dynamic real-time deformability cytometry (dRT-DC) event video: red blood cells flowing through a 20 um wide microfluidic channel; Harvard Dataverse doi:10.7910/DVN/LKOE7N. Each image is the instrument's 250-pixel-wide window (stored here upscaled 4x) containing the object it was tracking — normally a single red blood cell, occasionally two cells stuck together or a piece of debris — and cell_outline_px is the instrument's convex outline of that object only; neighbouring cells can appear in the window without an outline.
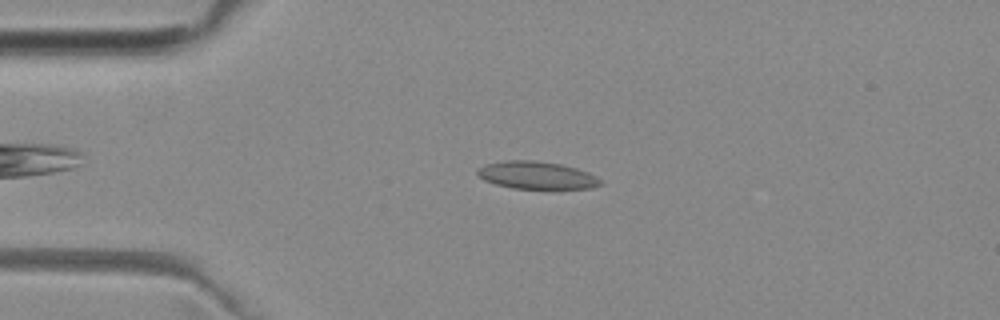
{"species": "common noctule bat (a hibernating species)", "species_latin": "Nyctalus noctula", "temperature_condition": "room temperature", "stored_images_in_passage": 50, "camera_frame_rate_fps": 3000, "um_per_image_px": 0.085, "animal": {"sex": "female", "body_mass_g": 29.2, "forearm_length_mm": 56.3}, "frame": {"image": 1, "passage_image": 10, "time_ms": 3.0, "image_size_px": [1000, 320], "cell_outline_px": [[604, 184], [592, 188], [512, 188], [496, 184], [484, 180], [476, 172], [484, 164], [504, 160], [536, 160], [560, 164], [576, 168], [588, 172], [596, 176]], "centroid_in_image_um": [45.62, 14.88], "position_along_channel_um": 39.4, "area_um2": 19.65}}
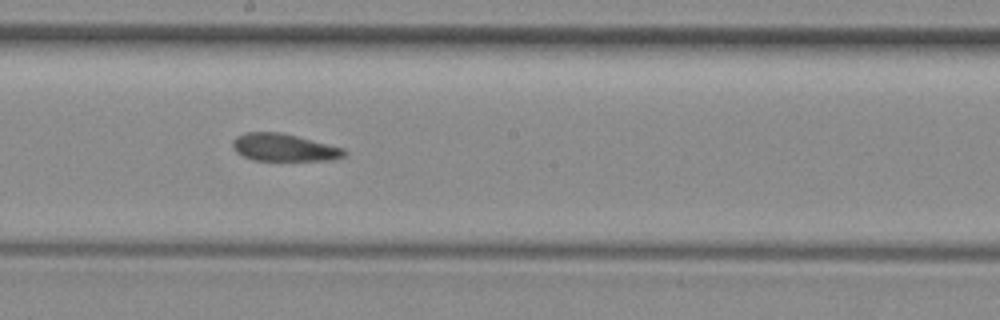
{"frame": {"image": 2, "passage_image": 26, "time_ms": 8.333, "image_size_px": [1000, 320], "cell_outline_px": [[344, 156], [332, 160], [252, 160], [236, 152], [232, 144], [232, 140], [236, 136], [244, 132], [280, 132], [344, 148]], "centroid_in_image_um": [24.09, 12.53], "position_along_channel_um": 224.1, "area_um2": 17.69}}
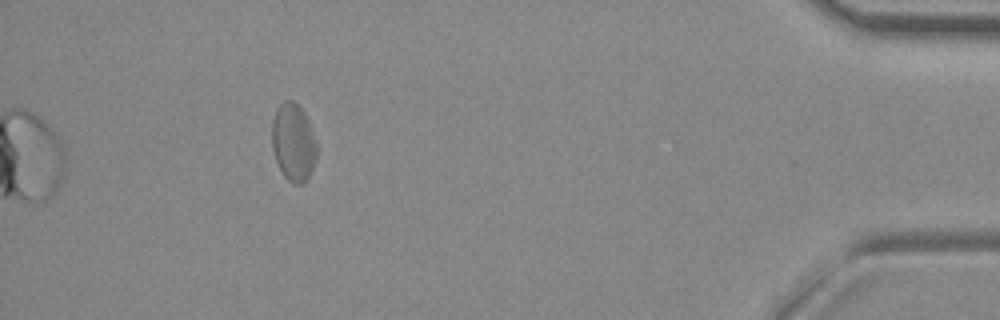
{"frame": {"image": 3, "passage_image": 45, "time_ms": 14.667, "image_size_px": [1000, 320], "cell_outline_px": [[316, 160], [308, 180], [304, 184], [292, 184], [284, 176], [276, 160], [272, 148], [272, 120], [276, 108], [284, 100], [292, 100], [304, 112], [308, 120], [316, 144]], "centroid_in_image_um": [24.93, 12.12], "position_along_channel_um": 410.3, "area_um2": 20.35}, "authors_computed_cell_mechanics": {"area_um2": 19.5364, "velocity_mm_per_s": 3.9715, "shape_relaxation_time_tau1_ms": null, "shape_relaxation_time_tau2_ms": 2.6087, "deformation_change_tau1": null, "deformation_change_tau2": 0.0873}}